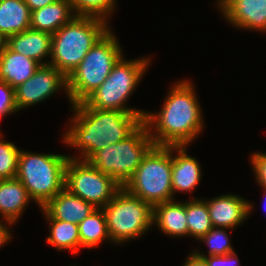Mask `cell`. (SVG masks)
Instances as JSON below:
<instances>
[{"instance_id": "cell-1", "label": "cell", "mask_w": 266, "mask_h": 266, "mask_svg": "<svg viewBox=\"0 0 266 266\" xmlns=\"http://www.w3.org/2000/svg\"><path fill=\"white\" fill-rule=\"evenodd\" d=\"M72 117L62 135L66 146L78 149V155L68 156L88 161L97 151L130 136L142 123L145 112L100 110L84 102L70 106Z\"/></svg>"}, {"instance_id": "cell-2", "label": "cell", "mask_w": 266, "mask_h": 266, "mask_svg": "<svg viewBox=\"0 0 266 266\" xmlns=\"http://www.w3.org/2000/svg\"><path fill=\"white\" fill-rule=\"evenodd\" d=\"M170 89L161 110L146 111L143 122L156 146H188L203 132V110L191 80L184 78Z\"/></svg>"}, {"instance_id": "cell-3", "label": "cell", "mask_w": 266, "mask_h": 266, "mask_svg": "<svg viewBox=\"0 0 266 266\" xmlns=\"http://www.w3.org/2000/svg\"><path fill=\"white\" fill-rule=\"evenodd\" d=\"M110 23L90 16H75L52 34L48 64L66 78L77 68L94 44L110 29Z\"/></svg>"}, {"instance_id": "cell-4", "label": "cell", "mask_w": 266, "mask_h": 266, "mask_svg": "<svg viewBox=\"0 0 266 266\" xmlns=\"http://www.w3.org/2000/svg\"><path fill=\"white\" fill-rule=\"evenodd\" d=\"M118 40L110 28L67 77L70 105L83 102L106 80L114 65L125 55Z\"/></svg>"}, {"instance_id": "cell-5", "label": "cell", "mask_w": 266, "mask_h": 266, "mask_svg": "<svg viewBox=\"0 0 266 266\" xmlns=\"http://www.w3.org/2000/svg\"><path fill=\"white\" fill-rule=\"evenodd\" d=\"M68 159L64 154L32 153L21 149L16 178L39 209L64 189Z\"/></svg>"}, {"instance_id": "cell-6", "label": "cell", "mask_w": 266, "mask_h": 266, "mask_svg": "<svg viewBox=\"0 0 266 266\" xmlns=\"http://www.w3.org/2000/svg\"><path fill=\"white\" fill-rule=\"evenodd\" d=\"M150 57L118 60L106 80L83 102L90 108L122 112H146L128 107L127 102L150 65Z\"/></svg>"}, {"instance_id": "cell-7", "label": "cell", "mask_w": 266, "mask_h": 266, "mask_svg": "<svg viewBox=\"0 0 266 266\" xmlns=\"http://www.w3.org/2000/svg\"><path fill=\"white\" fill-rule=\"evenodd\" d=\"M172 146H154L124 188L152 207L173 201Z\"/></svg>"}, {"instance_id": "cell-8", "label": "cell", "mask_w": 266, "mask_h": 266, "mask_svg": "<svg viewBox=\"0 0 266 266\" xmlns=\"http://www.w3.org/2000/svg\"><path fill=\"white\" fill-rule=\"evenodd\" d=\"M154 146L143 122L130 136L97 151L88 161L124 187Z\"/></svg>"}, {"instance_id": "cell-9", "label": "cell", "mask_w": 266, "mask_h": 266, "mask_svg": "<svg viewBox=\"0 0 266 266\" xmlns=\"http://www.w3.org/2000/svg\"><path fill=\"white\" fill-rule=\"evenodd\" d=\"M102 209L112 244L136 240L153 227V207L124 187Z\"/></svg>"}, {"instance_id": "cell-10", "label": "cell", "mask_w": 266, "mask_h": 266, "mask_svg": "<svg viewBox=\"0 0 266 266\" xmlns=\"http://www.w3.org/2000/svg\"><path fill=\"white\" fill-rule=\"evenodd\" d=\"M64 188L96 208H103L122 187L89 161L69 158L65 168Z\"/></svg>"}, {"instance_id": "cell-11", "label": "cell", "mask_w": 266, "mask_h": 266, "mask_svg": "<svg viewBox=\"0 0 266 266\" xmlns=\"http://www.w3.org/2000/svg\"><path fill=\"white\" fill-rule=\"evenodd\" d=\"M59 90H64L69 100L67 78L54 66L40 65L30 79L15 88L17 110L39 104Z\"/></svg>"}, {"instance_id": "cell-12", "label": "cell", "mask_w": 266, "mask_h": 266, "mask_svg": "<svg viewBox=\"0 0 266 266\" xmlns=\"http://www.w3.org/2000/svg\"><path fill=\"white\" fill-rule=\"evenodd\" d=\"M216 8L234 28L266 32V0H217Z\"/></svg>"}, {"instance_id": "cell-13", "label": "cell", "mask_w": 266, "mask_h": 266, "mask_svg": "<svg viewBox=\"0 0 266 266\" xmlns=\"http://www.w3.org/2000/svg\"><path fill=\"white\" fill-rule=\"evenodd\" d=\"M213 227L235 229L252 214L254 204L235 193L206 200Z\"/></svg>"}, {"instance_id": "cell-14", "label": "cell", "mask_w": 266, "mask_h": 266, "mask_svg": "<svg viewBox=\"0 0 266 266\" xmlns=\"http://www.w3.org/2000/svg\"><path fill=\"white\" fill-rule=\"evenodd\" d=\"M188 146H172V191L175 193H193L202 178L199 161L188 155ZM175 153V154H174Z\"/></svg>"}, {"instance_id": "cell-15", "label": "cell", "mask_w": 266, "mask_h": 266, "mask_svg": "<svg viewBox=\"0 0 266 266\" xmlns=\"http://www.w3.org/2000/svg\"><path fill=\"white\" fill-rule=\"evenodd\" d=\"M6 45L12 51L29 57L40 65H48L47 61L51 57L52 34L29 28L9 36Z\"/></svg>"}, {"instance_id": "cell-16", "label": "cell", "mask_w": 266, "mask_h": 266, "mask_svg": "<svg viewBox=\"0 0 266 266\" xmlns=\"http://www.w3.org/2000/svg\"><path fill=\"white\" fill-rule=\"evenodd\" d=\"M43 209L53 218L60 221L79 224L88 217L96 207L69 193L65 188L52 198Z\"/></svg>"}, {"instance_id": "cell-17", "label": "cell", "mask_w": 266, "mask_h": 266, "mask_svg": "<svg viewBox=\"0 0 266 266\" xmlns=\"http://www.w3.org/2000/svg\"><path fill=\"white\" fill-rule=\"evenodd\" d=\"M152 225L170 237H188L185 202L169 201L153 206Z\"/></svg>"}, {"instance_id": "cell-18", "label": "cell", "mask_w": 266, "mask_h": 266, "mask_svg": "<svg viewBox=\"0 0 266 266\" xmlns=\"http://www.w3.org/2000/svg\"><path fill=\"white\" fill-rule=\"evenodd\" d=\"M32 199L17 178L0 180V215L14 224L21 218Z\"/></svg>"}, {"instance_id": "cell-19", "label": "cell", "mask_w": 266, "mask_h": 266, "mask_svg": "<svg viewBox=\"0 0 266 266\" xmlns=\"http://www.w3.org/2000/svg\"><path fill=\"white\" fill-rule=\"evenodd\" d=\"M75 16L69 0H57L31 12L30 28L54 34Z\"/></svg>"}, {"instance_id": "cell-20", "label": "cell", "mask_w": 266, "mask_h": 266, "mask_svg": "<svg viewBox=\"0 0 266 266\" xmlns=\"http://www.w3.org/2000/svg\"><path fill=\"white\" fill-rule=\"evenodd\" d=\"M39 66L35 60L12 51L6 45L0 55V80L15 89L30 79Z\"/></svg>"}, {"instance_id": "cell-21", "label": "cell", "mask_w": 266, "mask_h": 266, "mask_svg": "<svg viewBox=\"0 0 266 266\" xmlns=\"http://www.w3.org/2000/svg\"><path fill=\"white\" fill-rule=\"evenodd\" d=\"M31 10L24 0L0 2V34L6 39L30 28Z\"/></svg>"}, {"instance_id": "cell-22", "label": "cell", "mask_w": 266, "mask_h": 266, "mask_svg": "<svg viewBox=\"0 0 266 266\" xmlns=\"http://www.w3.org/2000/svg\"><path fill=\"white\" fill-rule=\"evenodd\" d=\"M41 213L49 224V236L46 242L57 250H69L76 255L81 249L78 225L53 219L43 208Z\"/></svg>"}, {"instance_id": "cell-23", "label": "cell", "mask_w": 266, "mask_h": 266, "mask_svg": "<svg viewBox=\"0 0 266 266\" xmlns=\"http://www.w3.org/2000/svg\"><path fill=\"white\" fill-rule=\"evenodd\" d=\"M81 248L94 249L104 241L111 239L102 208H96L88 217L78 224Z\"/></svg>"}, {"instance_id": "cell-24", "label": "cell", "mask_w": 266, "mask_h": 266, "mask_svg": "<svg viewBox=\"0 0 266 266\" xmlns=\"http://www.w3.org/2000/svg\"><path fill=\"white\" fill-rule=\"evenodd\" d=\"M185 212L188 237L199 240L213 228L208 206L203 198L190 197L189 201L185 200Z\"/></svg>"}, {"instance_id": "cell-25", "label": "cell", "mask_w": 266, "mask_h": 266, "mask_svg": "<svg viewBox=\"0 0 266 266\" xmlns=\"http://www.w3.org/2000/svg\"><path fill=\"white\" fill-rule=\"evenodd\" d=\"M76 16H90L109 23L111 13L116 11L117 0H69Z\"/></svg>"}, {"instance_id": "cell-26", "label": "cell", "mask_w": 266, "mask_h": 266, "mask_svg": "<svg viewBox=\"0 0 266 266\" xmlns=\"http://www.w3.org/2000/svg\"><path fill=\"white\" fill-rule=\"evenodd\" d=\"M0 130V180L16 178L21 149L6 141Z\"/></svg>"}, {"instance_id": "cell-27", "label": "cell", "mask_w": 266, "mask_h": 266, "mask_svg": "<svg viewBox=\"0 0 266 266\" xmlns=\"http://www.w3.org/2000/svg\"><path fill=\"white\" fill-rule=\"evenodd\" d=\"M226 228L213 227L198 241L208 246V256H223L235 252Z\"/></svg>"}, {"instance_id": "cell-28", "label": "cell", "mask_w": 266, "mask_h": 266, "mask_svg": "<svg viewBox=\"0 0 266 266\" xmlns=\"http://www.w3.org/2000/svg\"><path fill=\"white\" fill-rule=\"evenodd\" d=\"M17 111L15 89L0 80V118L10 116Z\"/></svg>"}, {"instance_id": "cell-29", "label": "cell", "mask_w": 266, "mask_h": 266, "mask_svg": "<svg viewBox=\"0 0 266 266\" xmlns=\"http://www.w3.org/2000/svg\"><path fill=\"white\" fill-rule=\"evenodd\" d=\"M249 159L257 186L266 189V152H253Z\"/></svg>"}, {"instance_id": "cell-30", "label": "cell", "mask_w": 266, "mask_h": 266, "mask_svg": "<svg viewBox=\"0 0 266 266\" xmlns=\"http://www.w3.org/2000/svg\"><path fill=\"white\" fill-rule=\"evenodd\" d=\"M198 257L204 258L208 266H240V260L236 252L226 254L223 256H207V254L199 252V250L193 251Z\"/></svg>"}, {"instance_id": "cell-31", "label": "cell", "mask_w": 266, "mask_h": 266, "mask_svg": "<svg viewBox=\"0 0 266 266\" xmlns=\"http://www.w3.org/2000/svg\"><path fill=\"white\" fill-rule=\"evenodd\" d=\"M5 220V221H4ZM11 225H14L13 222L2 219L0 220V247H3L4 245H7L10 239H12V230H10Z\"/></svg>"}, {"instance_id": "cell-32", "label": "cell", "mask_w": 266, "mask_h": 266, "mask_svg": "<svg viewBox=\"0 0 266 266\" xmlns=\"http://www.w3.org/2000/svg\"><path fill=\"white\" fill-rule=\"evenodd\" d=\"M182 266H208L204 258L198 257L193 251L186 257Z\"/></svg>"}, {"instance_id": "cell-33", "label": "cell", "mask_w": 266, "mask_h": 266, "mask_svg": "<svg viewBox=\"0 0 266 266\" xmlns=\"http://www.w3.org/2000/svg\"><path fill=\"white\" fill-rule=\"evenodd\" d=\"M25 4L29 7V9L32 11L43 8L44 6H47L49 4L54 3L57 0H24Z\"/></svg>"}, {"instance_id": "cell-34", "label": "cell", "mask_w": 266, "mask_h": 266, "mask_svg": "<svg viewBox=\"0 0 266 266\" xmlns=\"http://www.w3.org/2000/svg\"><path fill=\"white\" fill-rule=\"evenodd\" d=\"M6 44H7V39L2 34H0V55L3 53Z\"/></svg>"}, {"instance_id": "cell-35", "label": "cell", "mask_w": 266, "mask_h": 266, "mask_svg": "<svg viewBox=\"0 0 266 266\" xmlns=\"http://www.w3.org/2000/svg\"><path fill=\"white\" fill-rule=\"evenodd\" d=\"M263 189V191H264V195H265V198H266V189H264V188H262ZM265 203H266V201H265ZM264 203V204H265ZM265 208H266V206H265ZM266 210V209H265Z\"/></svg>"}]
</instances>
